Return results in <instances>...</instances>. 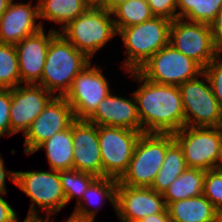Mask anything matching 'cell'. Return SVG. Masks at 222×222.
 Wrapping results in <instances>:
<instances>
[{"instance_id":"cell-34","label":"cell","mask_w":222,"mask_h":222,"mask_svg":"<svg viewBox=\"0 0 222 222\" xmlns=\"http://www.w3.org/2000/svg\"><path fill=\"white\" fill-rule=\"evenodd\" d=\"M209 25L215 50L218 54H222V10Z\"/></svg>"},{"instance_id":"cell-37","label":"cell","mask_w":222,"mask_h":222,"mask_svg":"<svg viewBox=\"0 0 222 222\" xmlns=\"http://www.w3.org/2000/svg\"><path fill=\"white\" fill-rule=\"evenodd\" d=\"M138 222H171L167 209L163 213L148 215Z\"/></svg>"},{"instance_id":"cell-15","label":"cell","mask_w":222,"mask_h":222,"mask_svg":"<svg viewBox=\"0 0 222 222\" xmlns=\"http://www.w3.org/2000/svg\"><path fill=\"white\" fill-rule=\"evenodd\" d=\"M11 89L10 127L11 135L28 130L35 118L55 97L43 86L25 84Z\"/></svg>"},{"instance_id":"cell-6","label":"cell","mask_w":222,"mask_h":222,"mask_svg":"<svg viewBox=\"0 0 222 222\" xmlns=\"http://www.w3.org/2000/svg\"><path fill=\"white\" fill-rule=\"evenodd\" d=\"M173 141V133H142L129 167L118 181L130 187H151Z\"/></svg>"},{"instance_id":"cell-3","label":"cell","mask_w":222,"mask_h":222,"mask_svg":"<svg viewBox=\"0 0 222 222\" xmlns=\"http://www.w3.org/2000/svg\"><path fill=\"white\" fill-rule=\"evenodd\" d=\"M172 20L154 16L146 22L121 29L118 34L125 45L127 72L137 71L151 56L169 44Z\"/></svg>"},{"instance_id":"cell-10","label":"cell","mask_w":222,"mask_h":222,"mask_svg":"<svg viewBox=\"0 0 222 222\" xmlns=\"http://www.w3.org/2000/svg\"><path fill=\"white\" fill-rule=\"evenodd\" d=\"M142 132L114 126H98L103 177L119 180L127 171Z\"/></svg>"},{"instance_id":"cell-29","label":"cell","mask_w":222,"mask_h":222,"mask_svg":"<svg viewBox=\"0 0 222 222\" xmlns=\"http://www.w3.org/2000/svg\"><path fill=\"white\" fill-rule=\"evenodd\" d=\"M117 183L118 180L112 177H97L86 189L81 200L87 205L97 206L106 198L116 211Z\"/></svg>"},{"instance_id":"cell-22","label":"cell","mask_w":222,"mask_h":222,"mask_svg":"<svg viewBox=\"0 0 222 222\" xmlns=\"http://www.w3.org/2000/svg\"><path fill=\"white\" fill-rule=\"evenodd\" d=\"M44 148L50 169L55 171L73 169L74 145L72 124L69 128L54 134L51 138L40 144L32 154Z\"/></svg>"},{"instance_id":"cell-19","label":"cell","mask_w":222,"mask_h":222,"mask_svg":"<svg viewBox=\"0 0 222 222\" xmlns=\"http://www.w3.org/2000/svg\"><path fill=\"white\" fill-rule=\"evenodd\" d=\"M132 95L133 99H127L110 92L87 121L97 126L122 127L141 132L137 102Z\"/></svg>"},{"instance_id":"cell-2","label":"cell","mask_w":222,"mask_h":222,"mask_svg":"<svg viewBox=\"0 0 222 222\" xmlns=\"http://www.w3.org/2000/svg\"><path fill=\"white\" fill-rule=\"evenodd\" d=\"M90 63L91 59L85 53L58 33L50 41L42 77L37 84L54 96L64 97L73 79Z\"/></svg>"},{"instance_id":"cell-33","label":"cell","mask_w":222,"mask_h":222,"mask_svg":"<svg viewBox=\"0 0 222 222\" xmlns=\"http://www.w3.org/2000/svg\"><path fill=\"white\" fill-rule=\"evenodd\" d=\"M154 16L165 17L170 20L177 18L176 0H147Z\"/></svg>"},{"instance_id":"cell-36","label":"cell","mask_w":222,"mask_h":222,"mask_svg":"<svg viewBox=\"0 0 222 222\" xmlns=\"http://www.w3.org/2000/svg\"><path fill=\"white\" fill-rule=\"evenodd\" d=\"M9 177L10 180L15 184V171H7L4 166V161L0 155V194H7L5 187V179Z\"/></svg>"},{"instance_id":"cell-21","label":"cell","mask_w":222,"mask_h":222,"mask_svg":"<svg viewBox=\"0 0 222 222\" xmlns=\"http://www.w3.org/2000/svg\"><path fill=\"white\" fill-rule=\"evenodd\" d=\"M59 177L66 198V204L73 198H77V203L72 214L79 218L94 220L99 209L89 210L87 206H84L85 204L81 201V198L89 185L97 177L74 169L59 171Z\"/></svg>"},{"instance_id":"cell-31","label":"cell","mask_w":222,"mask_h":222,"mask_svg":"<svg viewBox=\"0 0 222 222\" xmlns=\"http://www.w3.org/2000/svg\"><path fill=\"white\" fill-rule=\"evenodd\" d=\"M212 92L222 109V54H218L204 69Z\"/></svg>"},{"instance_id":"cell-24","label":"cell","mask_w":222,"mask_h":222,"mask_svg":"<svg viewBox=\"0 0 222 222\" xmlns=\"http://www.w3.org/2000/svg\"><path fill=\"white\" fill-rule=\"evenodd\" d=\"M205 171L186 168L163 193L166 206L174 201L197 197L203 194Z\"/></svg>"},{"instance_id":"cell-12","label":"cell","mask_w":222,"mask_h":222,"mask_svg":"<svg viewBox=\"0 0 222 222\" xmlns=\"http://www.w3.org/2000/svg\"><path fill=\"white\" fill-rule=\"evenodd\" d=\"M169 44L196 61L203 69L218 55L209 24L172 20Z\"/></svg>"},{"instance_id":"cell-25","label":"cell","mask_w":222,"mask_h":222,"mask_svg":"<svg viewBox=\"0 0 222 222\" xmlns=\"http://www.w3.org/2000/svg\"><path fill=\"white\" fill-rule=\"evenodd\" d=\"M187 168L185 158L179 144L174 140L167 148L163 164L151 186L156 192L163 194L168 187Z\"/></svg>"},{"instance_id":"cell-13","label":"cell","mask_w":222,"mask_h":222,"mask_svg":"<svg viewBox=\"0 0 222 222\" xmlns=\"http://www.w3.org/2000/svg\"><path fill=\"white\" fill-rule=\"evenodd\" d=\"M74 113L64 97L55 96L45 109L35 118L24 134V153L32 155L36 148L71 126Z\"/></svg>"},{"instance_id":"cell-20","label":"cell","mask_w":222,"mask_h":222,"mask_svg":"<svg viewBox=\"0 0 222 222\" xmlns=\"http://www.w3.org/2000/svg\"><path fill=\"white\" fill-rule=\"evenodd\" d=\"M171 222H219V210L202 194L167 205Z\"/></svg>"},{"instance_id":"cell-1","label":"cell","mask_w":222,"mask_h":222,"mask_svg":"<svg viewBox=\"0 0 222 222\" xmlns=\"http://www.w3.org/2000/svg\"><path fill=\"white\" fill-rule=\"evenodd\" d=\"M140 84L133 92L142 133H174L185 126L183 102L179 87L157 84L138 71L128 72Z\"/></svg>"},{"instance_id":"cell-44","label":"cell","mask_w":222,"mask_h":222,"mask_svg":"<svg viewBox=\"0 0 222 222\" xmlns=\"http://www.w3.org/2000/svg\"><path fill=\"white\" fill-rule=\"evenodd\" d=\"M217 168L222 172V163H218V167Z\"/></svg>"},{"instance_id":"cell-40","label":"cell","mask_w":222,"mask_h":222,"mask_svg":"<svg viewBox=\"0 0 222 222\" xmlns=\"http://www.w3.org/2000/svg\"><path fill=\"white\" fill-rule=\"evenodd\" d=\"M12 0H0V17L8 9Z\"/></svg>"},{"instance_id":"cell-38","label":"cell","mask_w":222,"mask_h":222,"mask_svg":"<svg viewBox=\"0 0 222 222\" xmlns=\"http://www.w3.org/2000/svg\"><path fill=\"white\" fill-rule=\"evenodd\" d=\"M126 0H99L95 6L107 9L111 11L114 7H116L118 4L122 3Z\"/></svg>"},{"instance_id":"cell-9","label":"cell","mask_w":222,"mask_h":222,"mask_svg":"<svg viewBox=\"0 0 222 222\" xmlns=\"http://www.w3.org/2000/svg\"><path fill=\"white\" fill-rule=\"evenodd\" d=\"M199 78H203V81ZM178 87L183 102L185 126L222 127V109L204 72Z\"/></svg>"},{"instance_id":"cell-5","label":"cell","mask_w":222,"mask_h":222,"mask_svg":"<svg viewBox=\"0 0 222 222\" xmlns=\"http://www.w3.org/2000/svg\"><path fill=\"white\" fill-rule=\"evenodd\" d=\"M112 17L111 11L91 5L58 32L91 59L118 34Z\"/></svg>"},{"instance_id":"cell-41","label":"cell","mask_w":222,"mask_h":222,"mask_svg":"<svg viewBox=\"0 0 222 222\" xmlns=\"http://www.w3.org/2000/svg\"><path fill=\"white\" fill-rule=\"evenodd\" d=\"M218 163H222V142H221L220 156H219V162Z\"/></svg>"},{"instance_id":"cell-16","label":"cell","mask_w":222,"mask_h":222,"mask_svg":"<svg viewBox=\"0 0 222 222\" xmlns=\"http://www.w3.org/2000/svg\"><path fill=\"white\" fill-rule=\"evenodd\" d=\"M73 169L103 177V166L98 140V126L87 120L72 123Z\"/></svg>"},{"instance_id":"cell-18","label":"cell","mask_w":222,"mask_h":222,"mask_svg":"<svg viewBox=\"0 0 222 222\" xmlns=\"http://www.w3.org/2000/svg\"><path fill=\"white\" fill-rule=\"evenodd\" d=\"M13 1L0 17V43L15 45L44 27L41 21L35 24L39 19L38 3L34 7L31 2Z\"/></svg>"},{"instance_id":"cell-43","label":"cell","mask_w":222,"mask_h":222,"mask_svg":"<svg viewBox=\"0 0 222 222\" xmlns=\"http://www.w3.org/2000/svg\"><path fill=\"white\" fill-rule=\"evenodd\" d=\"M92 5H95L99 0H88Z\"/></svg>"},{"instance_id":"cell-35","label":"cell","mask_w":222,"mask_h":222,"mask_svg":"<svg viewBox=\"0 0 222 222\" xmlns=\"http://www.w3.org/2000/svg\"><path fill=\"white\" fill-rule=\"evenodd\" d=\"M0 194V222H19L16 211Z\"/></svg>"},{"instance_id":"cell-17","label":"cell","mask_w":222,"mask_h":222,"mask_svg":"<svg viewBox=\"0 0 222 222\" xmlns=\"http://www.w3.org/2000/svg\"><path fill=\"white\" fill-rule=\"evenodd\" d=\"M44 31L42 28L15 44L22 84H37L41 80L48 46L59 33L55 28L51 29L48 34H45Z\"/></svg>"},{"instance_id":"cell-23","label":"cell","mask_w":222,"mask_h":222,"mask_svg":"<svg viewBox=\"0 0 222 222\" xmlns=\"http://www.w3.org/2000/svg\"><path fill=\"white\" fill-rule=\"evenodd\" d=\"M37 3L39 19L61 24V29L92 5L88 0H39Z\"/></svg>"},{"instance_id":"cell-39","label":"cell","mask_w":222,"mask_h":222,"mask_svg":"<svg viewBox=\"0 0 222 222\" xmlns=\"http://www.w3.org/2000/svg\"><path fill=\"white\" fill-rule=\"evenodd\" d=\"M50 220L51 219L49 217V218L43 219L41 222H53V221H50ZM65 222H94V220L79 218V217L71 214L70 217Z\"/></svg>"},{"instance_id":"cell-42","label":"cell","mask_w":222,"mask_h":222,"mask_svg":"<svg viewBox=\"0 0 222 222\" xmlns=\"http://www.w3.org/2000/svg\"><path fill=\"white\" fill-rule=\"evenodd\" d=\"M219 222H222V209L219 210Z\"/></svg>"},{"instance_id":"cell-14","label":"cell","mask_w":222,"mask_h":222,"mask_svg":"<svg viewBox=\"0 0 222 222\" xmlns=\"http://www.w3.org/2000/svg\"><path fill=\"white\" fill-rule=\"evenodd\" d=\"M163 197L151 187H130L117 183L116 214L120 222H138L148 215L163 213Z\"/></svg>"},{"instance_id":"cell-8","label":"cell","mask_w":222,"mask_h":222,"mask_svg":"<svg viewBox=\"0 0 222 222\" xmlns=\"http://www.w3.org/2000/svg\"><path fill=\"white\" fill-rule=\"evenodd\" d=\"M137 71L151 82L179 86L200 76L203 68L168 44L151 56Z\"/></svg>"},{"instance_id":"cell-26","label":"cell","mask_w":222,"mask_h":222,"mask_svg":"<svg viewBox=\"0 0 222 222\" xmlns=\"http://www.w3.org/2000/svg\"><path fill=\"white\" fill-rule=\"evenodd\" d=\"M117 33L126 27L150 20L152 14L147 0H126L111 10Z\"/></svg>"},{"instance_id":"cell-27","label":"cell","mask_w":222,"mask_h":222,"mask_svg":"<svg viewBox=\"0 0 222 222\" xmlns=\"http://www.w3.org/2000/svg\"><path fill=\"white\" fill-rule=\"evenodd\" d=\"M177 18L210 24L222 10V0H176Z\"/></svg>"},{"instance_id":"cell-11","label":"cell","mask_w":222,"mask_h":222,"mask_svg":"<svg viewBox=\"0 0 222 222\" xmlns=\"http://www.w3.org/2000/svg\"><path fill=\"white\" fill-rule=\"evenodd\" d=\"M91 66L92 62L79 72L64 96L78 120H87L111 91L102 69Z\"/></svg>"},{"instance_id":"cell-4","label":"cell","mask_w":222,"mask_h":222,"mask_svg":"<svg viewBox=\"0 0 222 222\" xmlns=\"http://www.w3.org/2000/svg\"><path fill=\"white\" fill-rule=\"evenodd\" d=\"M15 185L31 198V205L24 221L41 222L37 207L46 213V218L57 215L66 206L59 171H25L16 172ZM38 205V206H37ZM37 206V207H36Z\"/></svg>"},{"instance_id":"cell-32","label":"cell","mask_w":222,"mask_h":222,"mask_svg":"<svg viewBox=\"0 0 222 222\" xmlns=\"http://www.w3.org/2000/svg\"><path fill=\"white\" fill-rule=\"evenodd\" d=\"M11 89H0V138L11 136L10 127Z\"/></svg>"},{"instance_id":"cell-7","label":"cell","mask_w":222,"mask_h":222,"mask_svg":"<svg viewBox=\"0 0 222 222\" xmlns=\"http://www.w3.org/2000/svg\"><path fill=\"white\" fill-rule=\"evenodd\" d=\"M173 137L182 149L187 168L208 171L218 167L222 127L184 126Z\"/></svg>"},{"instance_id":"cell-28","label":"cell","mask_w":222,"mask_h":222,"mask_svg":"<svg viewBox=\"0 0 222 222\" xmlns=\"http://www.w3.org/2000/svg\"><path fill=\"white\" fill-rule=\"evenodd\" d=\"M21 83L16 47L0 43V89H14Z\"/></svg>"},{"instance_id":"cell-30","label":"cell","mask_w":222,"mask_h":222,"mask_svg":"<svg viewBox=\"0 0 222 222\" xmlns=\"http://www.w3.org/2000/svg\"><path fill=\"white\" fill-rule=\"evenodd\" d=\"M203 195L218 209H222V172L218 169L205 171Z\"/></svg>"}]
</instances>
